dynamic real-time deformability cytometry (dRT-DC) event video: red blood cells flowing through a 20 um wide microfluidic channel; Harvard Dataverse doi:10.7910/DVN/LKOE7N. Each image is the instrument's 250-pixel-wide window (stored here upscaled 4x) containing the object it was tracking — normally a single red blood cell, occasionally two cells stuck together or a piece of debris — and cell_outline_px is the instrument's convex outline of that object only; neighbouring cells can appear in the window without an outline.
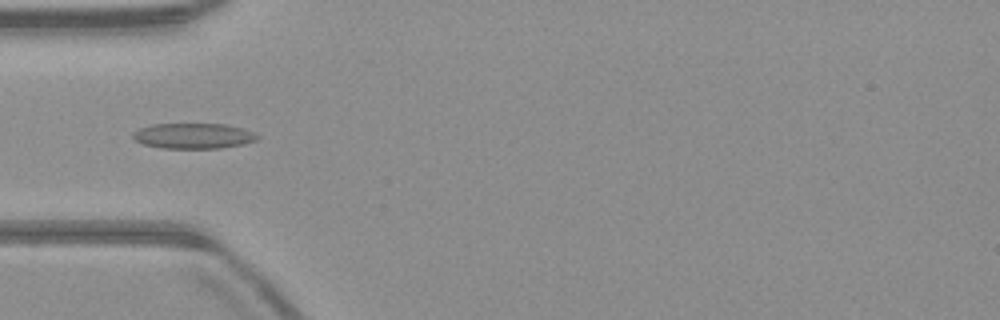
{"species": "common noctule bat (a hibernating species)", "species_latin": "Nyctalus noctula", "temperature_condition": "warm", "stored_images_in_passage": 45, "camera_frame_rate_fps": 3000, "um_per_image_px": 0.085, "animal": {"sex": "male", "body_mass_g": 23.1, "forearm_length_mm": 52.7}, "frame": {"image": 1, "passage_image": 15, "time_ms": 4.667, "image_size_px": [1000, 320], "cell_outline_px": [[260, 136], [256, 140], [244, 144], [220, 148], [160, 148], [144, 144], [136, 140], [132, 136], [132, 132], [140, 128], [152, 124], [224, 124], [244, 128]], "centroid_in_image_um": [16.44, 11.55], "position_along_channel_um": 68.6, "area_um2": 18.44}}
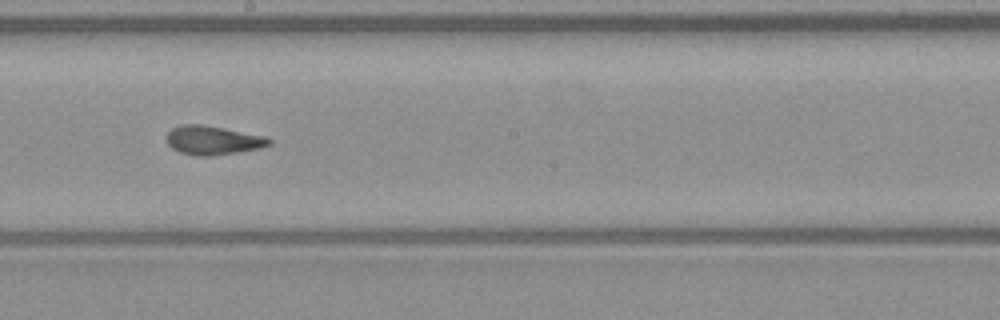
{"frame": {"image": 2, "passage_image": 27, "time_ms": 8.667, "image_size_px": [1000, 320], "cell_outline_px": [[272, 144], [260, 148], [212, 156], [196, 156], [180, 152], [172, 148], [168, 144], [164, 136], [172, 128], [180, 124], [200, 124], [224, 128], [268, 136], [272, 140]], "centroid_in_image_um": [18.09, 11.91], "position_along_channel_um": 230.1, "area_um2": 17.51}}
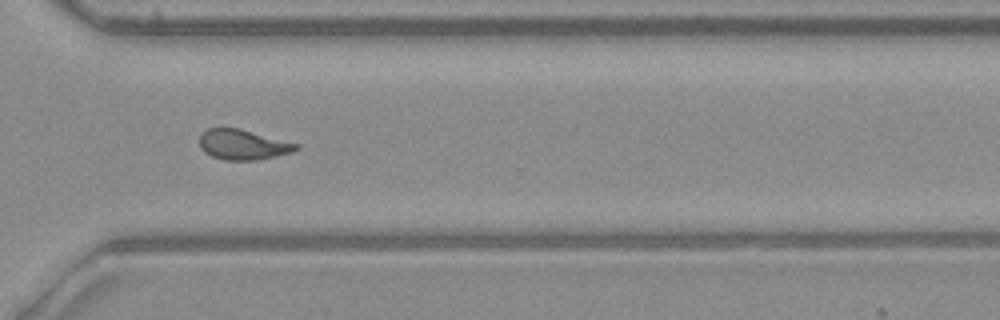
{"frame": {"image": 3, "passage_image": 36, "time_ms": 11.667, "image_size_px": [1000, 320], "cell_outline_px": [[300, 148], [292, 152], [256, 160], [224, 160], [212, 156], [204, 152], [200, 148], [200, 132], [208, 128], [240, 128], [300, 144]], "centroid_in_image_um": [20.64, 12.28], "position_along_channel_um": 350.0, "area_um2": 17.11}, "authors_computed_cell_mechanics": {"area_um2": 17.1666, "velocity_mm_per_s": 4.0065, "shape_relaxation_time_tau1_ms": 9.5223, "shape_relaxation_time_tau2_ms": 1.8297, "deformation_change_tau1": 0.2414, "deformation_change_tau2": 0.0884}}